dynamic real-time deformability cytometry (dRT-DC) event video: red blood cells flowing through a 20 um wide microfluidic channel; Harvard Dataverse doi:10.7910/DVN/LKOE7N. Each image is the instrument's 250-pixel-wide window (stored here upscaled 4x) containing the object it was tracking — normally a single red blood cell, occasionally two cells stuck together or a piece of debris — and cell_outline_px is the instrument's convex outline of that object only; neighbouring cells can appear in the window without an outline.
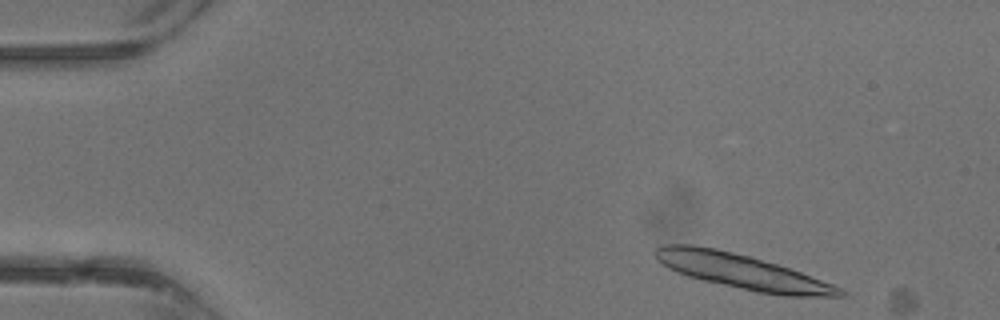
{"species": "common noctule bat (a hibernating species)", "species_latin": "Nyctalus noctula", "temperature_condition": "warm", "stored_images_in_passage": 3, "camera_frame_rate_fps": 3000, "um_per_image_px": 0.085, "animal": {"sex": "male", "body_mass_g": 13.3}, "frame": {"image": 1, "passage_image": 2, "time_ms": 0.333, "image_size_px": [1000, 320], "cell_outline_px": [[848, 296], [784, 296], [756, 292], [704, 280], [688, 276], [676, 272], [668, 268], [656, 256], [656, 248], [664, 244], [692, 244], [716, 248], [752, 256], [800, 272], [844, 288], [848, 292]], "centroid_in_image_um": [63.14, 23.09], "position_along_channel_um": 21.9, "area_um2": 37.28}}